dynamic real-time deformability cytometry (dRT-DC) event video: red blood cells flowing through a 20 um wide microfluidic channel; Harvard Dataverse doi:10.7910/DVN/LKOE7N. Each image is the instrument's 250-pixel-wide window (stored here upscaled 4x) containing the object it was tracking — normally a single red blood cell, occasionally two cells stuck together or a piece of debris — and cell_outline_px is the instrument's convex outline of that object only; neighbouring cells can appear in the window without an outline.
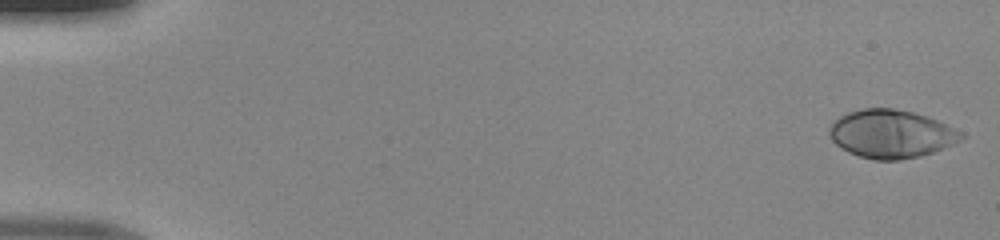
{"species": "human", "species_latin": "Homo sapiens", "temperature_condition": "room temperature", "stored_images_in_passage": 49, "camera_frame_rate_fps": 3000, "um_per_image_px": 0.085, "donor": {"sex": "male"}, "frame": {"image": 1, "passage_image": 1, "time_ms": 0.0, "image_size_px": [1000, 240], "cell_outline_px": [[968, 136], [952, 144], [932, 152], [920, 156], [900, 160], [876, 160], [860, 156], [848, 152], [836, 144], [832, 140], [828, 132], [828, 128], [832, 120], [848, 112], [864, 108], [892, 108], [912, 112], [936, 120], [964, 132]], "centroid_in_image_um": [75.73, 11.38], "position_along_channel_um": 9.3, "area_um2": 37.05}}
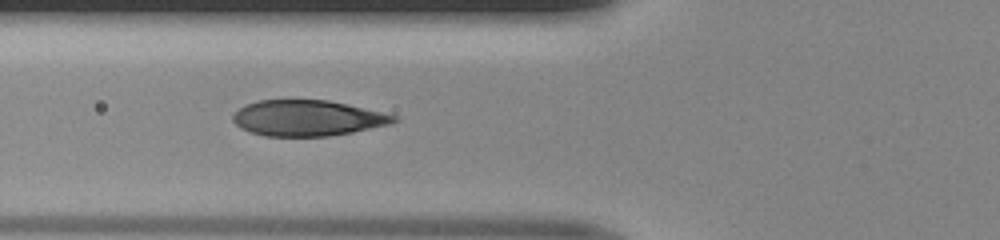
{"frame": {"image": 2, "passage_image": 19, "time_ms": 6.0, "image_size_px": [1000, 240], "cell_outline_px": [[400, 120], [392, 124], [352, 132], [328, 136], [264, 136], [240, 128], [232, 120], [232, 116], [244, 104], [260, 100], [328, 100], [348, 104], [400, 116]], "centroid_in_image_um": [26.18, 10.03], "position_along_channel_um": 99.6, "area_um2": 33.7}}
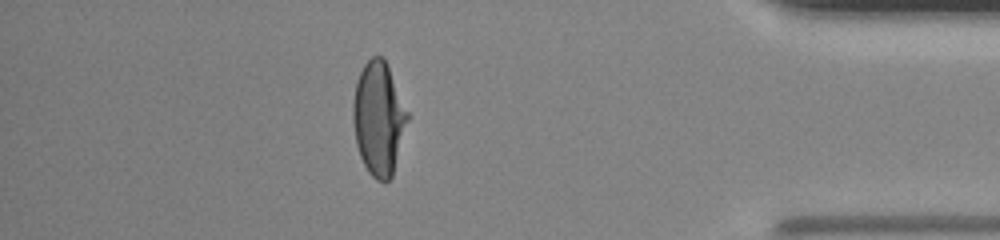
{"frame": {"image": 3, "passage_image": 43, "time_ms": 14.0, "image_size_px": [1000, 240], "cell_outline_px": [[408, 120], [392, 176], [388, 180], [376, 180], [368, 172], [360, 156], [356, 144], [352, 120], [352, 104], [356, 80], [364, 64], [372, 56], [380, 56], [388, 64], [408, 112]], "centroid_in_image_um": [32.17, 10.05], "position_along_channel_um": 403.0, "area_um2": 35.95}}